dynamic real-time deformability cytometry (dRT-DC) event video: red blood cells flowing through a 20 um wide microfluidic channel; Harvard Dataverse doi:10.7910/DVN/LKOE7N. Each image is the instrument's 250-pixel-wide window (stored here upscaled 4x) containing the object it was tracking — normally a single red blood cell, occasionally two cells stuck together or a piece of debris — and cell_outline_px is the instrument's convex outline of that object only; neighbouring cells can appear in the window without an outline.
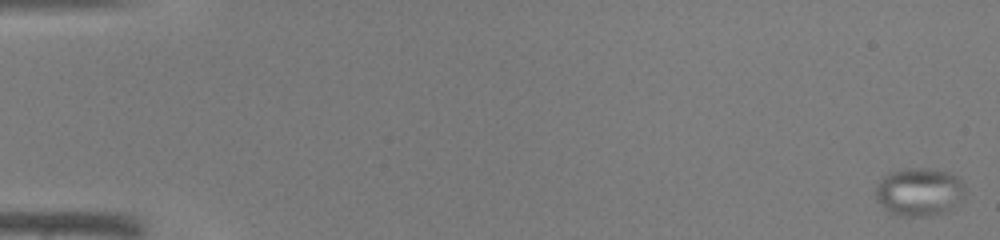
{"species": "common noctule bat (a hibernating species)", "species_latin": "Nyctalus noctula", "temperature_condition": "warm", "stored_images_in_passage": 48, "camera_frame_rate_fps": 3000, "um_per_image_px": 0.085, "animal": {"sex": "male", "body_mass_g": 19.0, "forearm_length_mm": 50.8}, "frame": {"image": 1, "passage_image": 1, "time_ms": 0.0, "image_size_px": [1000, 240], "cell_outline_px": [[964, 200], [940, 212], [924, 216], [908, 216], [892, 212], [884, 208], [876, 200], [876, 188], [884, 176], [892, 172], [904, 168], [928, 168], [948, 172], [956, 176], [964, 192]], "centroid_in_image_um": [78.11, 16.29], "position_along_channel_um": 6.9, "area_um2": 24.39}}
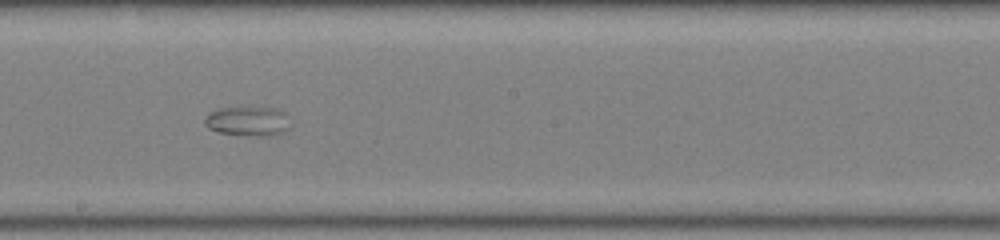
{"frame": {"image": 2, "passage_image": 28, "time_ms": 9.0, "image_size_px": [1000, 240], "cell_outline_px": [[284, 128], [280, 132], [220, 132], [208, 128], [204, 124], [204, 120], [212, 112], [220, 108], [240, 104], [276, 108], [284, 112]], "centroid_in_image_um": [20.91, 10.15], "position_along_channel_um": 227.3, "area_um2": 13.58}}
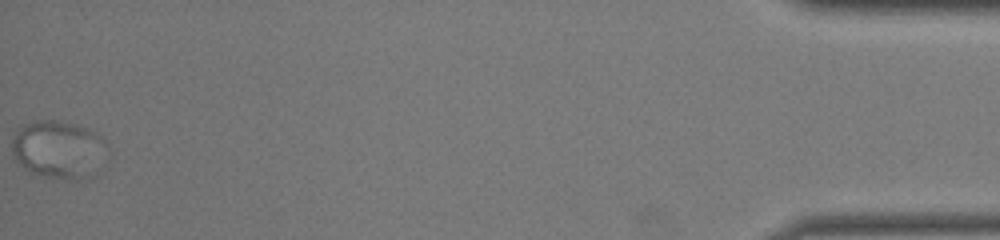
{"frame": {"image": 3, "passage_image": 48, "time_ms": 15.667, "image_size_px": [1000, 240], "cell_outline_px": [[104, 140], [80, 176], [76, 180], [48, 176], [24, 168], [16, 160], [12, 152], [12, 140], [16, 132], [24, 124], [40, 120], [52, 120], [76, 124], [96, 132]], "centroid_in_image_um": [4.71, 12.59], "position_along_channel_um": 430.5, "area_um2": 29.02}}